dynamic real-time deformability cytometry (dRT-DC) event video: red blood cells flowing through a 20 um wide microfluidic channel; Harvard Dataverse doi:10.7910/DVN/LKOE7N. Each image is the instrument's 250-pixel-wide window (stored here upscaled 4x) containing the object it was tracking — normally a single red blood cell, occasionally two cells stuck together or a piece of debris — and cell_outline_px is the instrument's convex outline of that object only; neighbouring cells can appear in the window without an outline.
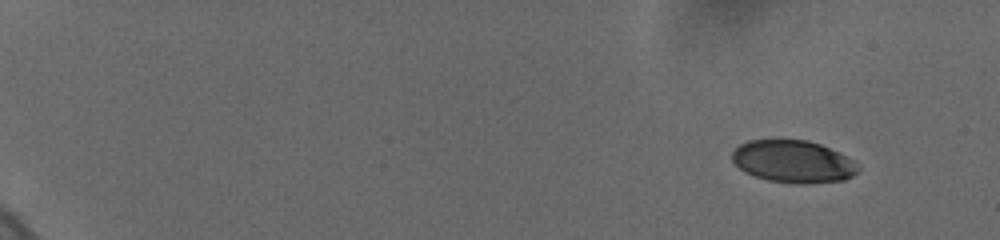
{"species": "human", "species_latin": "Homo sapiens", "temperature_condition": "cold", "stored_images_in_passage": 9, "camera_frame_rate_fps": 3000, "um_per_image_px": 0.085, "donor": {"sex": "female"}, "frame": {"image": 1, "passage_image": 1, "time_ms": 0.0, "image_size_px": [1000, 240], "cell_outline_px": [[860, 168], [852, 176], [844, 180], [808, 184], [800, 184], [768, 180], [744, 172], [732, 160], [732, 152], [740, 144], [748, 140], [808, 140], [820, 144], [840, 152], [852, 160]], "centroid_in_image_um": [67.43, 13.73], "position_along_channel_um": 17.6, "area_um2": 31.04}}
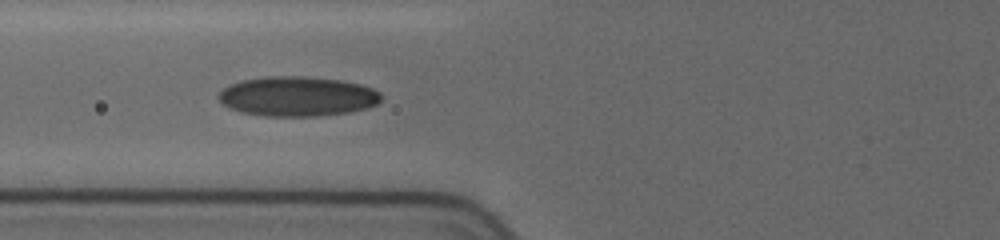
{"frame": {"image": 2, "passage_image": 8, "time_ms": 7.0, "image_size_px": [1000, 240], "cell_outline_px": [[380, 100], [376, 104], [368, 108], [348, 112], [316, 116], [264, 116], [240, 112], [228, 108], [216, 96], [228, 84], [240, 80], [268, 76], [304, 76], [340, 80], [360, 84], [372, 88], [380, 92]], "centroid_in_image_um": [25.24, 8.19], "position_along_channel_um": 100.6, "area_um2": 37.8}}
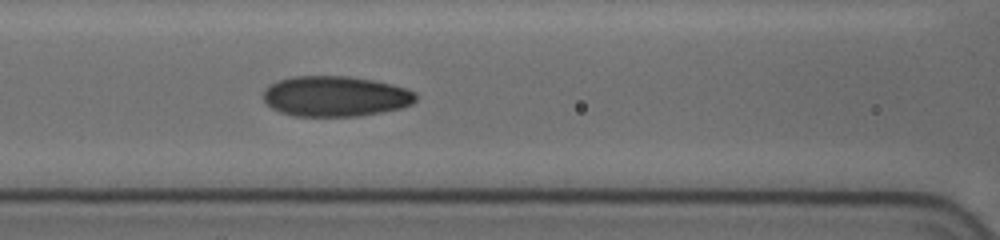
{"frame": {"image": 3, "passage_image": 9, "time_ms": 8.0, "image_size_px": [1000, 240], "cell_outline_px": [[416, 100], [412, 104], [400, 108], [360, 116], [292, 116], [280, 112], [272, 108], [264, 100], [264, 92], [272, 84], [280, 80], [292, 76], [348, 76], [372, 80], [392, 84], [416, 92]], "centroid_in_image_um": [28.52, 8.19], "position_along_channel_um": 138.1, "area_um2": 35.78}}